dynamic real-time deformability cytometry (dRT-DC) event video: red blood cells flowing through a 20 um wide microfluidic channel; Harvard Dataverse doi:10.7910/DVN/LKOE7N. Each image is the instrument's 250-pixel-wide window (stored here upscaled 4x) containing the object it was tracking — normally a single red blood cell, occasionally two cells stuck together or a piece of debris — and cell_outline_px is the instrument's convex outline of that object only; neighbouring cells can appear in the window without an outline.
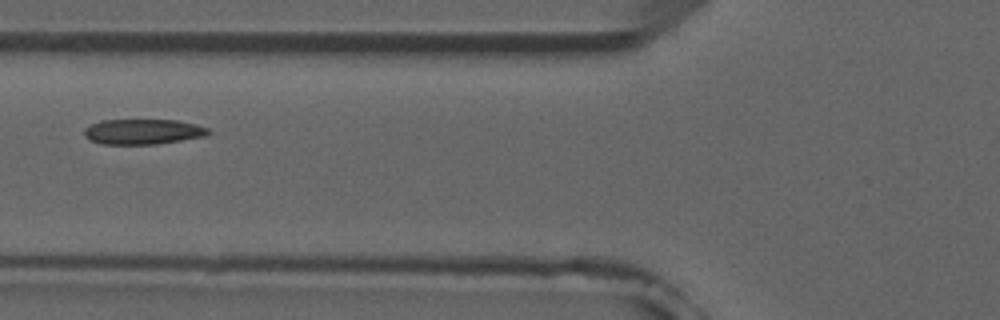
{"species": "common noctule bat (a hibernating species)", "species_latin": "Nyctalus noctula", "temperature_condition": "room temperature", "stored_images_in_passage": 5, "camera_frame_rate_fps": 3000, "um_per_image_px": 0.085, "animal": {"sex": "male", "forearm_length_mm": 52.5}, "frame": {"image": 1, "passage_image": 4, "time_ms": 4.333, "image_size_px": [1000, 320], "cell_outline_px": [[212, 132], [208, 136], [156, 144], [100, 144], [84, 136], [84, 128], [100, 120], [176, 120], [196, 124], [208, 128]], "centroid_in_image_um": [12.18, 11.19], "position_along_channel_um": 113.6, "area_um2": 18.38}}
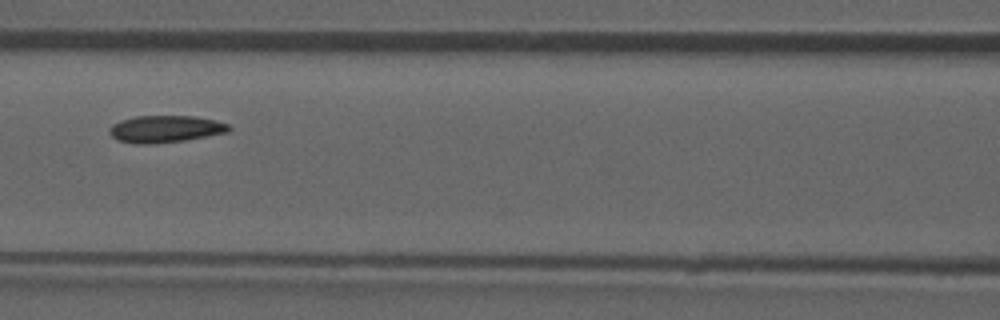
{"frame": {"image": 2, "passage_image": 5, "time_ms": 5.333, "image_size_px": [1000, 320], "cell_outline_px": [[232, 128], [228, 132], [184, 140], [152, 144], [136, 144], [116, 140], [108, 132], [108, 128], [112, 124], [120, 120], [136, 116], [192, 116], [216, 120], [228, 124]], "centroid_in_image_um": [14.01, 10.96], "position_along_channel_um": 152.6, "area_um2": 18.9}}